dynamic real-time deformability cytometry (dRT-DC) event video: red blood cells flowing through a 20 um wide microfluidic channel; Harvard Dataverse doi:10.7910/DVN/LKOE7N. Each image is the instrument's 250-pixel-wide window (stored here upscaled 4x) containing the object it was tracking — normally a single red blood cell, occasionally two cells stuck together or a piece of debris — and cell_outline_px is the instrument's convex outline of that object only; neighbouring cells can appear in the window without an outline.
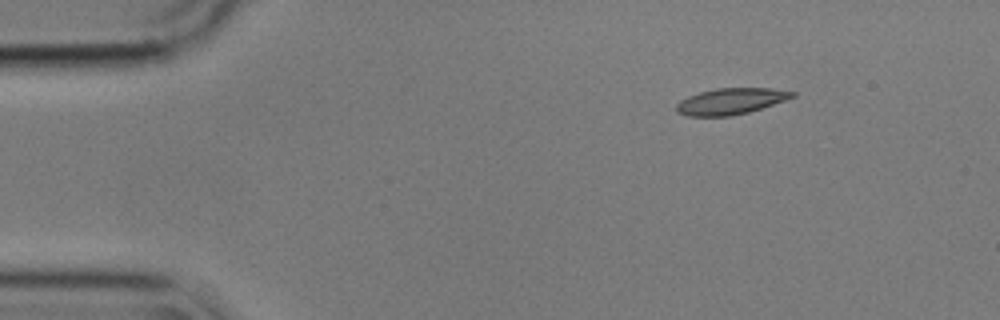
{"species": "common noctule bat (a hibernating species)", "species_latin": "Nyctalus noctula", "temperature_condition": "cold", "stored_images_in_passage": 13, "camera_frame_rate_fps": 3000, "um_per_image_px": 0.085, "animal": {"sex": "male", "body_mass_g": 17.9}, "frame": {"image": 1, "passage_image": 1, "time_ms": 0.0, "image_size_px": [1000, 320], "cell_outline_px": [[796, 96], [748, 112], [732, 116], [688, 116], [676, 112], [676, 104], [680, 100], [688, 96], [700, 92], [716, 88], [772, 88], [796, 92]], "centroid_in_image_um": [62.08, 8.6], "position_along_channel_um": 22.9, "area_um2": 17.63}}
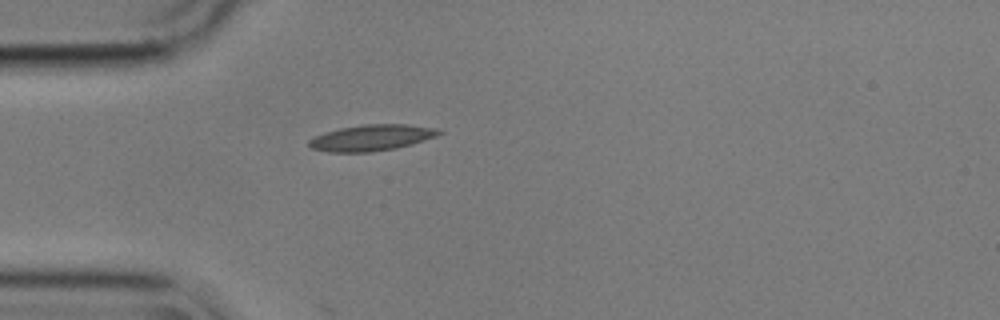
{"frame": {"image": 2, "passage_image": 9, "time_ms": 2.667, "image_size_px": [1000, 320], "cell_outline_px": [[444, 132], [436, 136], [412, 144], [396, 148], [372, 152], [328, 152], [312, 148], [308, 144], [308, 140], [316, 136], [340, 128], [364, 124], [408, 124], [436, 128]], "centroid_in_image_um": [31.61, 11.7], "position_along_channel_um": 53.4, "area_um2": 19.65}}